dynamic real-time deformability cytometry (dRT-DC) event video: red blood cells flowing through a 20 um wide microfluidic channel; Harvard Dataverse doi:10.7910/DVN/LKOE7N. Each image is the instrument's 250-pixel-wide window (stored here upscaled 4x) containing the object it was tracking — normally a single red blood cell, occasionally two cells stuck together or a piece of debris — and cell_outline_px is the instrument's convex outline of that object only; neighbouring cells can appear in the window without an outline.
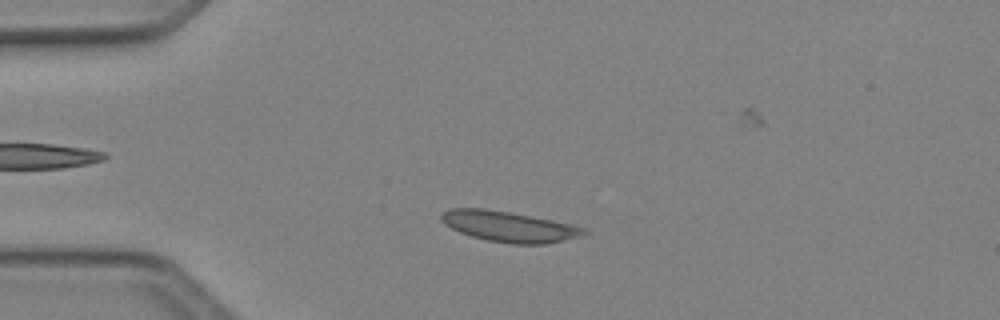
{"species": "Egyptian fruit bat (a non-hibernating species)", "species_latin": "Rousettus aegyptiacus", "temperature_condition": "cold", "stored_images_in_passage": 5, "camera_frame_rate_fps": 3000, "um_per_image_px": 0.085, "animal": {"sex": "female"}, "frame": {"image": 1, "passage_image": 3, "time_ms": 0.667, "image_size_px": [1000, 320], "cell_outline_px": [[588, 232], [584, 236], [544, 244], [512, 244], [488, 240], [472, 236], [460, 232], [444, 224], [440, 220], [440, 212], [448, 208], [484, 208], [508, 212], [552, 220], [584, 228]], "centroid_in_image_um": [43.22, 19.25], "position_along_channel_um": 41.8, "area_um2": 25.32}}